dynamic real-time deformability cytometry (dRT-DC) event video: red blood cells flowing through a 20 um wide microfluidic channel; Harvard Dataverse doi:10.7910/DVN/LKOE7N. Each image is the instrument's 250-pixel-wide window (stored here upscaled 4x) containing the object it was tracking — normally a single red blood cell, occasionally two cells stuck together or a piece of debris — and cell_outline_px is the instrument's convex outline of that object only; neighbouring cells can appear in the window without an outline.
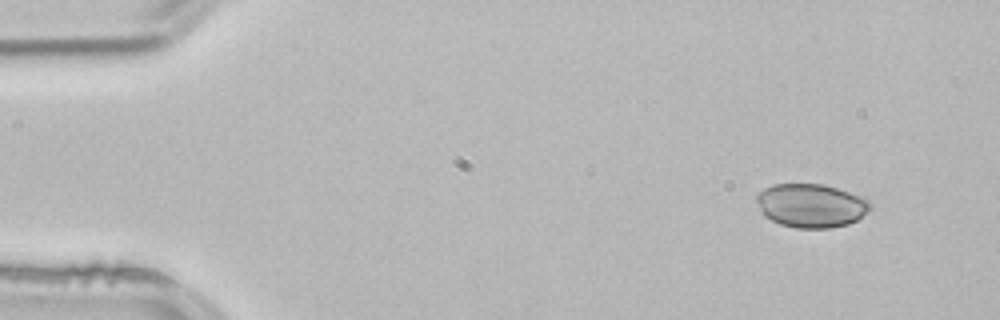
{"species": "common noctule bat (a hibernating species)", "species_latin": "Nyctalus noctula", "temperature_condition": "room temperature", "stored_images_in_passage": 3, "camera_frame_rate_fps": 3000, "um_per_image_px": 0.085, "animal": {"sex": "male", "body_mass_g": 21.5, "forearm_length_mm": 52.0}, "frame": {"image": 1, "passage_image": 1, "time_ms": 0.0, "image_size_px": [1000, 320], "cell_outline_px": [[872, 208], [868, 212], [856, 220], [848, 224], [828, 228], [796, 228], [780, 224], [764, 216], [756, 200], [756, 196], [764, 188], [772, 184], [824, 184], [864, 196], [872, 204]], "centroid_in_image_um": [68.97, 17.46], "position_along_channel_um": 16.0, "area_um2": 29.13}}
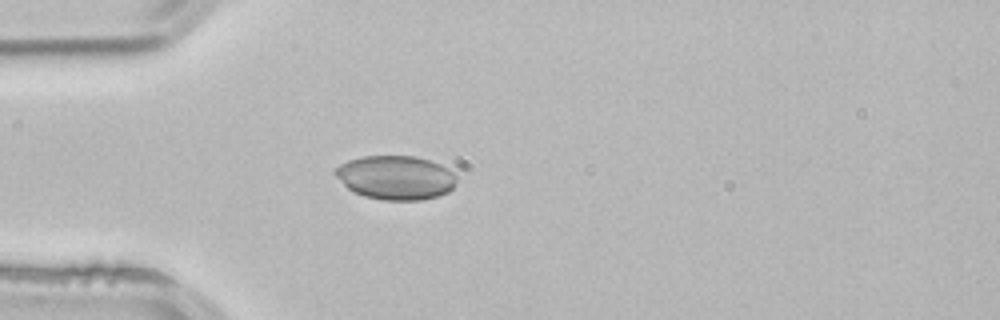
{"frame": {"image": 2, "passage_image": 3, "time_ms": 0.667, "image_size_px": [1000, 320], "cell_outline_px": [[456, 180], [452, 188], [448, 192], [436, 196], [420, 200], [380, 200], [364, 196], [352, 192], [332, 172], [340, 164], [348, 160], [364, 156], [416, 156], [440, 164], [448, 168], [456, 176]], "centroid_in_image_um": [33.61, 15.09], "position_along_channel_um": 51.4, "area_um2": 31.1}}